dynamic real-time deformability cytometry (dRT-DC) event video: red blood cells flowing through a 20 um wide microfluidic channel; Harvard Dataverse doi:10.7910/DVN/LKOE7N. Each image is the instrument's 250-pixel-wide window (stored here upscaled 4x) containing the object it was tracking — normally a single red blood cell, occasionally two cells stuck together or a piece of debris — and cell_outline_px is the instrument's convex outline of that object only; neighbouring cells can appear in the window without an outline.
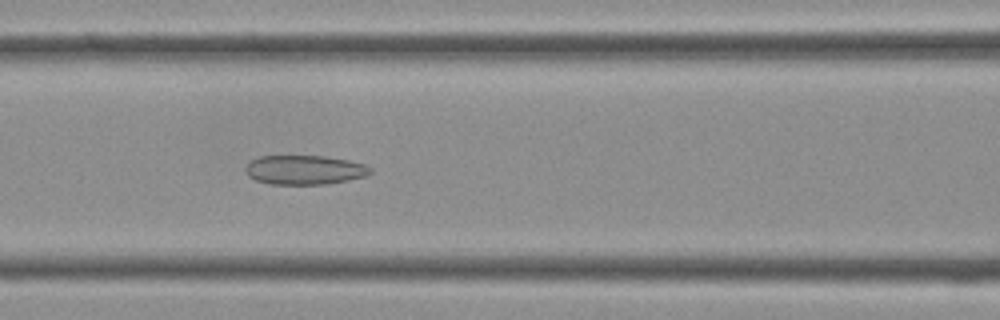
{"species": "Egyptian fruit bat (a non-hibernating species)", "species_latin": "Rousettus aegyptiacus", "temperature_condition": "cold", "stored_images_in_passage": 32, "camera_frame_rate_fps": 3000, "um_per_image_px": 0.085, "frame": {"image": 1, "passage_image": 11, "time_ms": 3.333, "image_size_px": [1000, 320], "cell_outline_px": [[372, 172], [364, 176], [324, 184], [268, 184], [256, 180], [248, 176], [244, 172], [244, 168], [252, 160], [260, 156], [324, 156], [348, 160], [364, 164], [372, 168]], "centroid_in_image_um": [25.84, 14.43], "position_along_channel_um": 140.8, "area_um2": 21.15}}
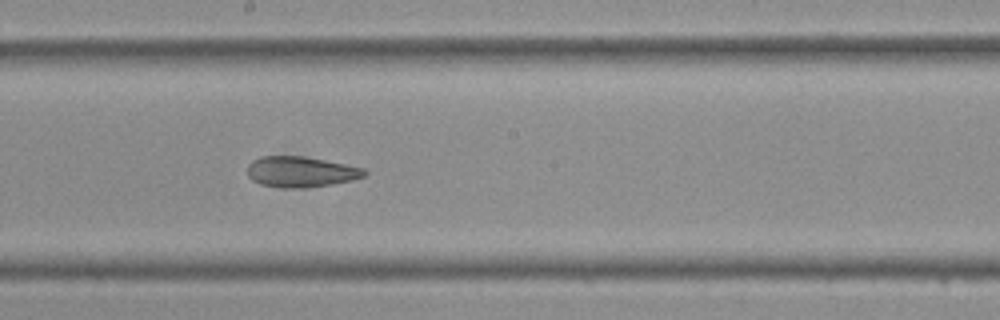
{"frame": {"image": 2, "passage_image": 16, "time_ms": 5.0, "image_size_px": [1000, 320], "cell_outline_px": [[368, 172], [364, 176], [352, 180], [332, 184], [292, 188], [284, 188], [260, 184], [252, 180], [248, 176], [248, 164], [252, 160], [260, 156], [304, 156], [364, 168]], "centroid_in_image_um": [25.54, 14.59], "position_along_channel_um": 222.7, "area_um2": 20.75}}
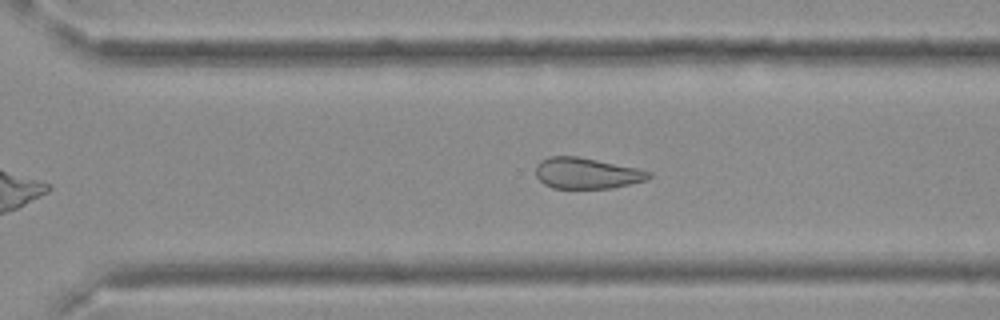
{"frame": {"image": 3, "passage_image": 22, "time_ms": 7.0, "image_size_px": [1000, 320], "cell_outline_px": [[652, 176], [648, 180], [612, 188], [552, 188], [544, 184], [536, 176], [536, 164], [540, 160], [548, 156], [576, 156], [636, 168], [652, 172]], "centroid_in_image_um": [49.86, 14.73], "position_along_channel_um": 320.7, "area_um2": 20.4}}